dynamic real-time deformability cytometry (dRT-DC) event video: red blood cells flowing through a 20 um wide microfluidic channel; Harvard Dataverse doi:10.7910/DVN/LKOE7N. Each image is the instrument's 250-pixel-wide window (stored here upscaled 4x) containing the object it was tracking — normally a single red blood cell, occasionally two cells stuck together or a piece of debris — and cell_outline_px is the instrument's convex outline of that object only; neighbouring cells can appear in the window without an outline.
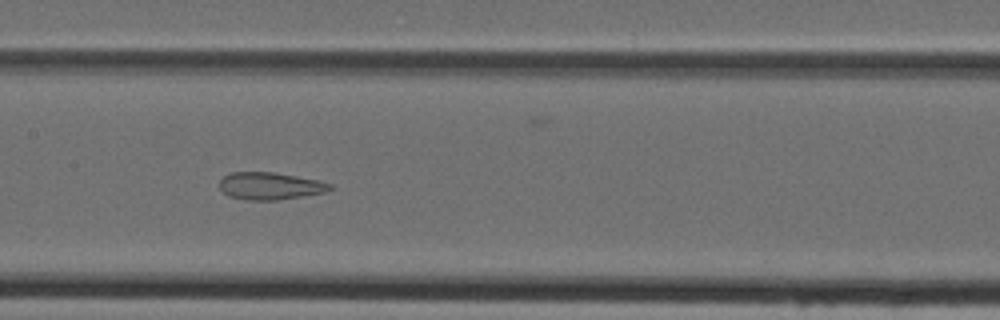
{"species": "Egyptian fruit bat (a non-hibernating species)", "species_latin": "Rousettus aegyptiacus", "temperature_condition": "cold", "stored_images_in_passage": 47, "camera_frame_rate_fps": 3000, "um_per_image_px": 0.085, "animal": {"sex": "female"}, "frame": {"image": 1, "passage_image": 23, "time_ms": 7.333, "image_size_px": [1000, 320], "cell_outline_px": [[332, 188], [324, 192], [304, 196], [276, 200], [248, 200], [228, 196], [220, 188], [220, 180], [224, 176], [232, 172], [272, 172], [296, 176], [316, 180], [332, 184]], "centroid_in_image_um": [22.93, 15.81], "position_along_channel_um": 184.5, "area_um2": 17.4}}
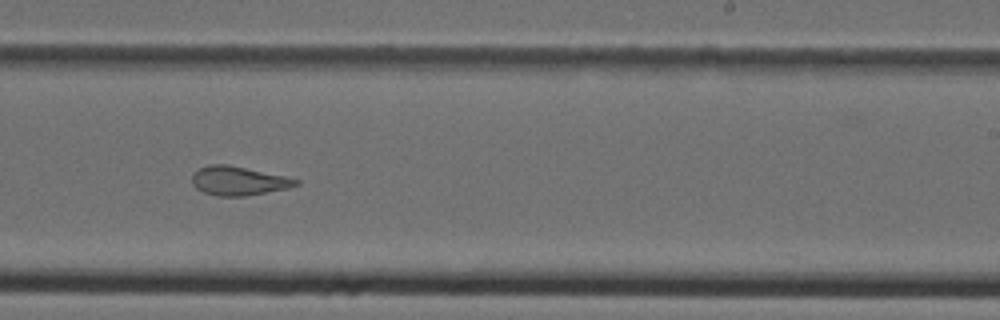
{"frame": {"image": 2, "passage_image": 29, "time_ms": 9.333, "image_size_px": [1000, 320], "cell_outline_px": [[300, 184], [288, 188], [244, 196], [216, 196], [204, 192], [196, 188], [192, 184], [192, 172], [196, 168], [208, 164], [228, 164], [284, 176], [300, 180]], "centroid_in_image_um": [20.22, 15.36], "position_along_channel_um": 268.8, "area_um2": 17.63}}
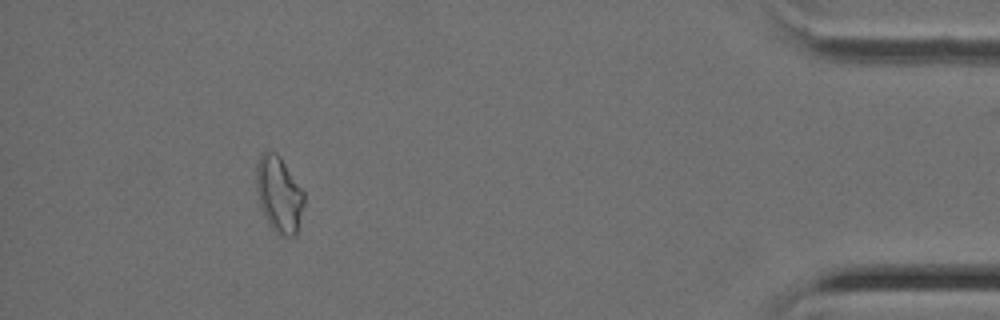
{"frame": {"image": 3, "passage_image": 43, "time_ms": 14.0, "image_size_px": [1000, 320], "cell_outline_px": [[304, 204], [296, 232], [292, 236], [280, 236], [268, 224], [260, 204], [256, 192], [256, 164], [260, 156], [264, 152], [276, 152], [280, 156], [304, 192]], "centroid_in_image_um": [23.7, 16.51], "position_along_channel_um": 411.5, "area_um2": 20.98}}